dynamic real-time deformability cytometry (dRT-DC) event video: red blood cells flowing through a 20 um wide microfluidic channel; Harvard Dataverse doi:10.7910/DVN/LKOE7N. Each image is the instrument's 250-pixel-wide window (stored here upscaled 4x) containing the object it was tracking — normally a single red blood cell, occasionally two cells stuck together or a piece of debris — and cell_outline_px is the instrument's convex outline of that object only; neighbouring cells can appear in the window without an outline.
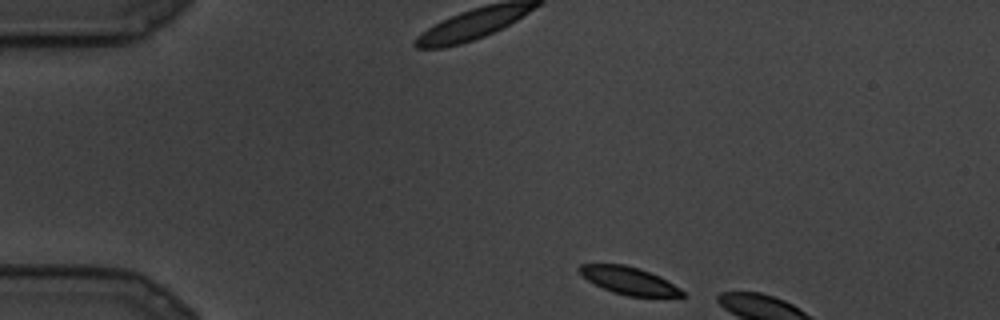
{"species": "common noctule bat (a hibernating species)", "species_latin": "Nyctalus noctula", "temperature_condition": "cold", "stored_images_in_passage": 3, "camera_frame_rate_fps": 3000, "um_per_image_px": 0.085, "animal": {"sex": "male", "body_mass_g": 19.5, "forearm_length_mm": 54.6}, "frame": {"image": 1, "passage_image": 1, "time_ms": 0.0, "image_size_px": [1000, 320], "cell_outline_px": [[684, 296], [628, 296], [612, 292], [588, 280], [576, 268], [580, 264], [624, 264], [640, 268], [660, 276], [680, 288], [684, 292]], "centroid_in_image_um": [53.46, 23.84], "position_along_channel_um": 31.5, "area_um2": 16.3}}